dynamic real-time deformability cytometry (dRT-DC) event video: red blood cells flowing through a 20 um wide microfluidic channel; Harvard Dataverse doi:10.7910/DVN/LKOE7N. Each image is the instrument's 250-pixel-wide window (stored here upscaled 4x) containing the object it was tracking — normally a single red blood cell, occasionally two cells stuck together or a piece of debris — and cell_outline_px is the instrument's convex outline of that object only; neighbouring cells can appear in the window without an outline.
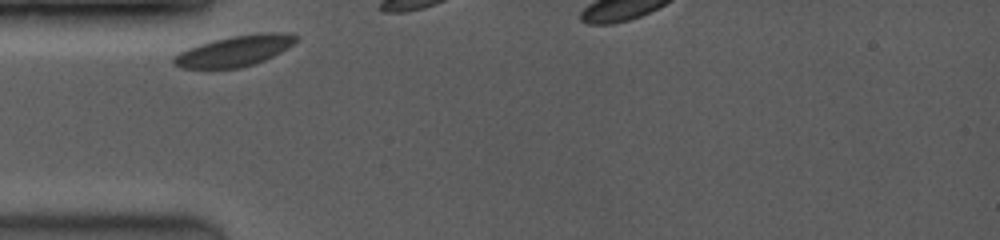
{"species": "common noctule bat (a hibernating species)", "species_latin": "Nyctalus noctula", "temperature_condition": "room temperature", "stored_images_in_passage": 13, "camera_frame_rate_fps": 3500, "um_per_image_px": 0.085, "animal": {"sex": "female", "body_mass_g": 19.0, "forearm_length_mm": 53.3}, "frame": {"image": 1, "passage_image": 1, "time_ms": 0.0, "image_size_px": [1000, 240], "cell_outline_px": [[300, 36], [288, 48], [264, 60], [240, 68], [180, 68], [172, 60], [180, 52], [188, 48], [200, 44], [232, 36], [260, 32], [280, 32]], "centroid_in_image_um": [19.98, 4.32], "position_along_channel_um": 65.0, "area_um2": 21.5}}
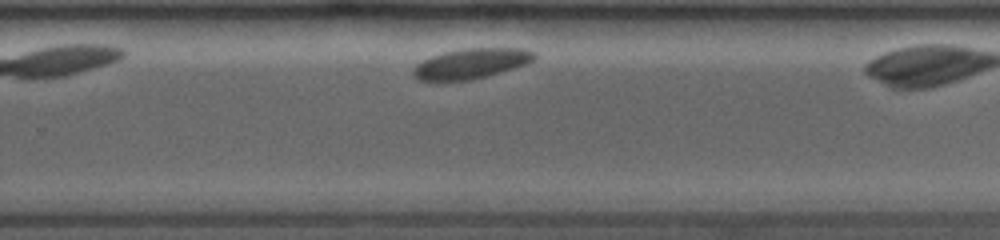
{"frame": {"image": 2, "passage_image": 10, "time_ms": 6.286, "image_size_px": [1000, 240], "cell_outline_px": [[536, 56], [528, 64], [472, 80], [440, 84], [416, 80], [412, 76], [412, 68], [416, 64], [432, 56], [444, 52], [464, 48], [524, 48], [536, 52]], "centroid_in_image_um": [39.96, 5.45], "position_along_channel_um": 289.8, "area_um2": 22.14}}